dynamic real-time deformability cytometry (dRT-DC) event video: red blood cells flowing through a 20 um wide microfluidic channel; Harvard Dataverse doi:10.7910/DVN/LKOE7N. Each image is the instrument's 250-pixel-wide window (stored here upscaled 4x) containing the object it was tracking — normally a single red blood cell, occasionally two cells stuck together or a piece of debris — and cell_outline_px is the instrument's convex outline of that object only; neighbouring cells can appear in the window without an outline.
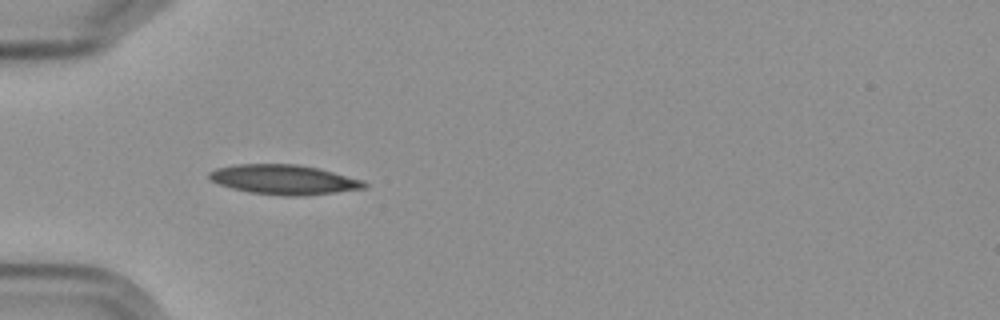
{"species": "Egyptian fruit bat (a non-hibernating species)", "species_latin": "Rousettus aegyptiacus", "temperature_condition": "cold", "stored_images_in_passage": 5, "camera_frame_rate_fps": 3000, "um_per_image_px": 0.085, "frame": {"image": 1, "passage_image": 4, "time_ms": 3.667, "image_size_px": [1000, 320], "cell_outline_px": [[368, 184], [364, 188], [336, 192], [300, 196], [284, 196], [248, 192], [232, 188], [220, 184], [212, 180], [208, 176], [208, 172], [216, 168], [236, 164], [296, 164], [316, 168], [364, 180]], "centroid_in_image_um": [24.11, 15.27], "position_along_channel_um": 60.9, "area_um2": 26.65}}